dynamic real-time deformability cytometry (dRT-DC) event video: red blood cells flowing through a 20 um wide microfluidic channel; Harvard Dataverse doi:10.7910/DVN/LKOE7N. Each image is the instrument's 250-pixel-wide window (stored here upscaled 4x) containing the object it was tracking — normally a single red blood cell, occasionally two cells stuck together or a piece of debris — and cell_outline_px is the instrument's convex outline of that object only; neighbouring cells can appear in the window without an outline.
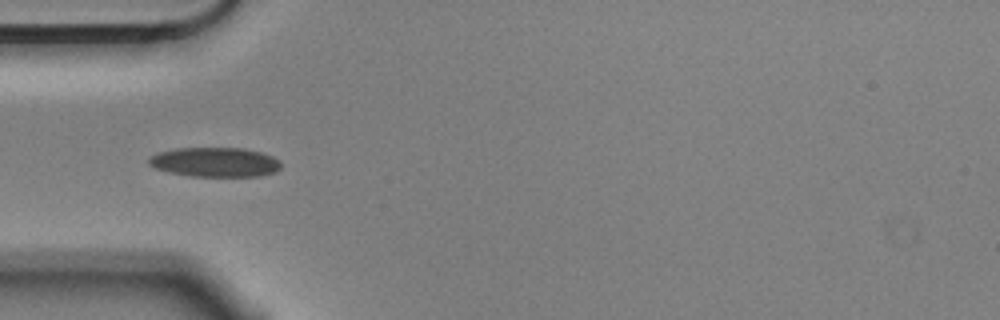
{"species": "Egyptian fruit bat (a non-hibernating species)", "species_latin": "Rousettus aegyptiacus", "temperature_condition": "cold", "stored_images_in_passage": 24, "camera_frame_rate_fps": 3000, "um_per_image_px": 0.085, "animal": {"sex": "male"}, "frame": {"image": 1, "passage_image": 1, "time_ms": 0.0, "image_size_px": [1000, 320], "cell_outline_px": [[280, 168], [276, 172], [260, 176], [192, 176], [168, 172], [156, 168], [148, 164], [148, 160], [152, 156], [160, 152], [176, 148], [244, 148], [260, 152], [272, 156], [280, 164]], "centroid_in_image_um": [18.27, 13.78], "position_along_channel_um": 66.7, "area_um2": 22.54}}
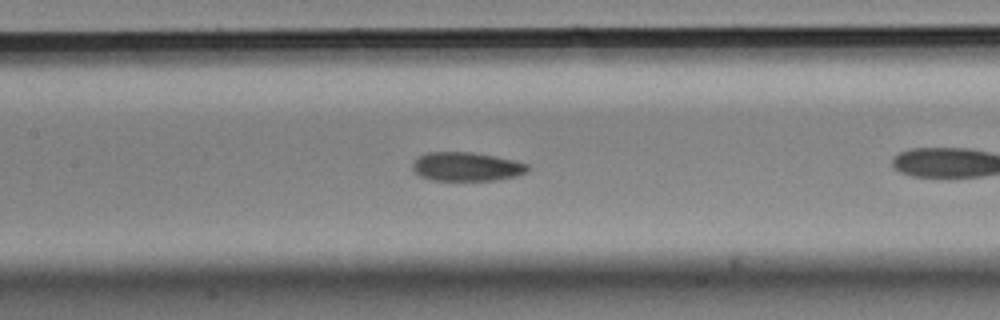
{"frame": {"image": 2, "passage_image": 6, "time_ms": 1.667, "image_size_px": [1000, 320], "cell_outline_px": [[528, 172], [516, 176], [496, 180], [432, 180], [420, 176], [412, 168], [412, 164], [420, 156], [428, 152], [472, 152], [512, 160], [528, 164]], "centroid_in_image_um": [39.66, 14.17], "position_along_channel_um": 167.7, "area_um2": 19.13}}
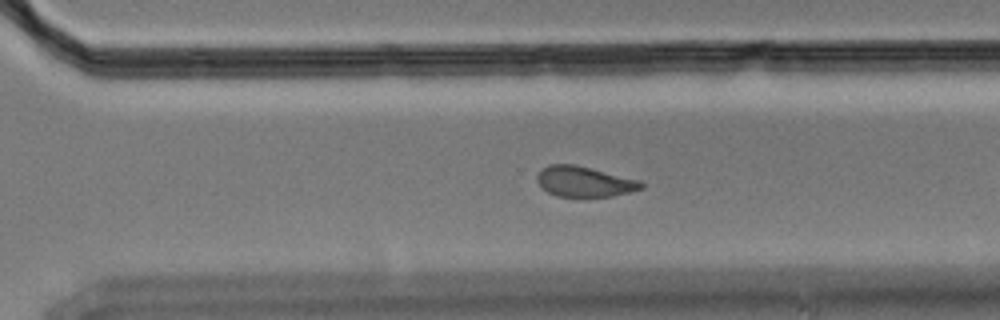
{"frame": {"image": 3, "passage_image": 19, "time_ms": 6.0, "image_size_px": [1000, 320], "cell_outline_px": [[644, 188], [612, 196], [556, 196], [548, 192], [536, 180], [536, 176], [548, 164], [576, 164], [640, 180], [644, 184]], "centroid_in_image_um": [49.69, 15.42], "position_along_channel_um": 320.9, "area_um2": 18.32}}